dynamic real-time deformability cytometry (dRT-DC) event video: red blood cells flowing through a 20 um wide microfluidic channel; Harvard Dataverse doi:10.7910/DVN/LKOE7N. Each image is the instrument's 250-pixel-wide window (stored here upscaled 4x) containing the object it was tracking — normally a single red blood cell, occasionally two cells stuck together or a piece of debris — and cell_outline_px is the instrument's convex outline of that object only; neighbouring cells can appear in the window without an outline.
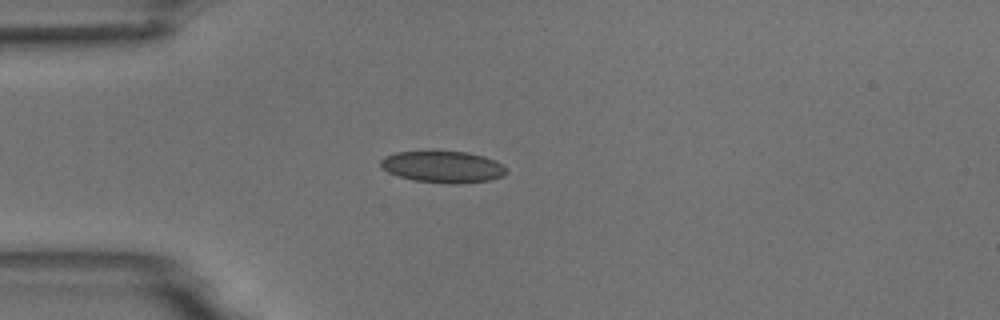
{"species": "common noctule bat (a hibernating species)", "species_latin": "Nyctalus noctula", "temperature_condition": "room temperature", "stored_images_in_passage": 1, "camera_frame_rate_fps": 3000, "um_per_image_px": 0.085, "animal": {"sex": "male", "body_mass_g": 18.8}, "frame": {"image": 1, "passage_image": 1, "time_ms": 0.0, "image_size_px": [1000, 320], "cell_outline_px": [[508, 172], [504, 176], [488, 180], [456, 184], [448, 184], [412, 180], [388, 172], [380, 164], [380, 160], [384, 156], [396, 152], [464, 152], [484, 156], [504, 164], [508, 168]], "centroid_in_image_um": [37.69, 14.19], "position_along_channel_um": 47.3, "area_um2": 23.12}}